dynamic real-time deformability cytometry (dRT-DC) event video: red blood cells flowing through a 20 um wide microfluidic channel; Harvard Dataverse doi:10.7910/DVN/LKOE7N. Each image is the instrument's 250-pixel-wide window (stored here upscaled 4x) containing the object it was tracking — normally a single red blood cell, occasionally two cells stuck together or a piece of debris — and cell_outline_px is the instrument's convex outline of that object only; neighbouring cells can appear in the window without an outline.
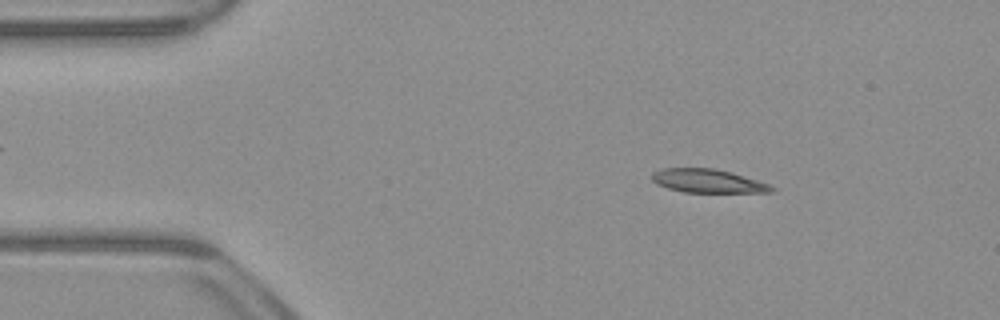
{"species": "common noctule bat (a hibernating species)", "species_latin": "Nyctalus noctula", "temperature_condition": "warm", "stored_images_in_passage": 51, "camera_frame_rate_fps": 3000, "um_per_image_px": 0.085, "animal": {"sex": "male", "body_mass_g": 23.1, "forearm_length_mm": 52.7}, "frame": {"image": 1, "passage_image": 7, "time_ms": 2.0, "image_size_px": [1000, 320], "cell_outline_px": [[776, 188], [772, 192], [684, 192], [668, 188], [656, 184], [652, 180], [652, 172], [660, 168], [716, 168], [732, 172], [768, 184]], "centroid_in_image_um": [60.13, 15.37], "position_along_channel_um": 24.9, "area_um2": 16.42}}
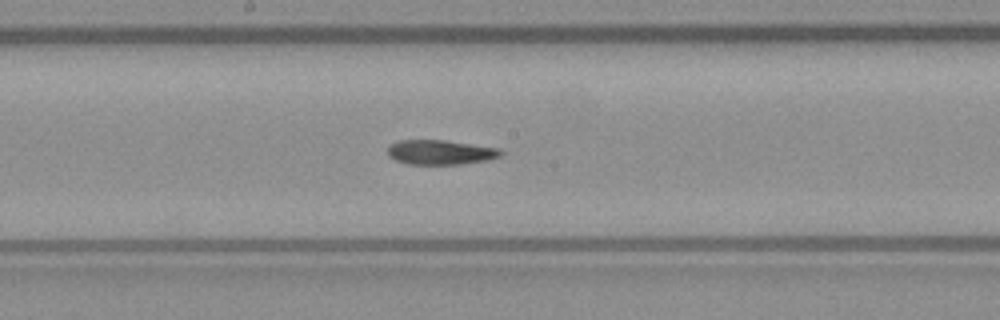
{"frame": {"image": 2, "passage_image": 26, "time_ms": 8.333, "image_size_px": [1000, 320], "cell_outline_px": [[504, 152], [500, 156], [488, 160], [460, 164], [408, 164], [396, 160], [388, 156], [388, 144], [400, 140], [444, 140], [500, 148]], "centroid_in_image_um": [37.43, 12.94], "position_along_channel_um": 210.8, "area_um2": 16.3}}
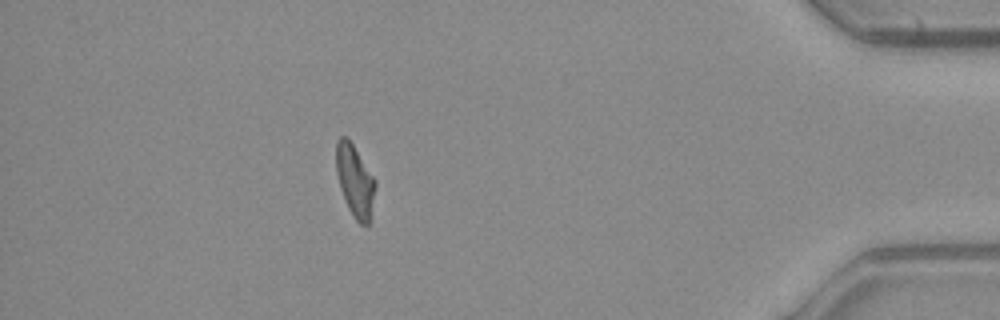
{"frame": {"image": 3, "passage_image": 45, "time_ms": 14.667, "image_size_px": [1000, 320], "cell_outline_px": [[376, 184], [368, 224], [360, 224], [352, 216], [348, 208], [340, 188], [336, 172], [336, 140], [340, 136], [348, 136], [376, 180]], "centroid_in_image_um": [30.15, 15.31], "position_along_channel_um": 405.1, "area_um2": 16.42}, "authors_computed_cell_mechanics": {"area_um2": 16.8198, "velocity_mm_per_s": 3.9444, "shape_relaxation_time_tau1_ms": null, "shape_relaxation_time_tau2_ms": 8.9654, "deformation_change_tau1": null, "deformation_change_tau2": 0.1645}}